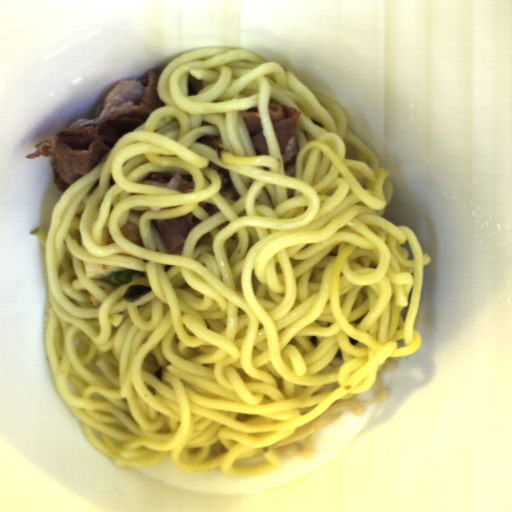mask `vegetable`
Segmentation results:
<instances>
[{"mask_svg": "<svg viewBox=\"0 0 512 512\" xmlns=\"http://www.w3.org/2000/svg\"><path fill=\"white\" fill-rule=\"evenodd\" d=\"M135 275H139L142 278L147 277L146 272H141L138 270H132L128 269L127 271H121V272H112L110 273L109 280L115 285L122 286V285H129L130 282H132V278Z\"/></svg>", "mask_w": 512, "mask_h": 512, "instance_id": "add77e79", "label": "vegetable"}]
</instances>
